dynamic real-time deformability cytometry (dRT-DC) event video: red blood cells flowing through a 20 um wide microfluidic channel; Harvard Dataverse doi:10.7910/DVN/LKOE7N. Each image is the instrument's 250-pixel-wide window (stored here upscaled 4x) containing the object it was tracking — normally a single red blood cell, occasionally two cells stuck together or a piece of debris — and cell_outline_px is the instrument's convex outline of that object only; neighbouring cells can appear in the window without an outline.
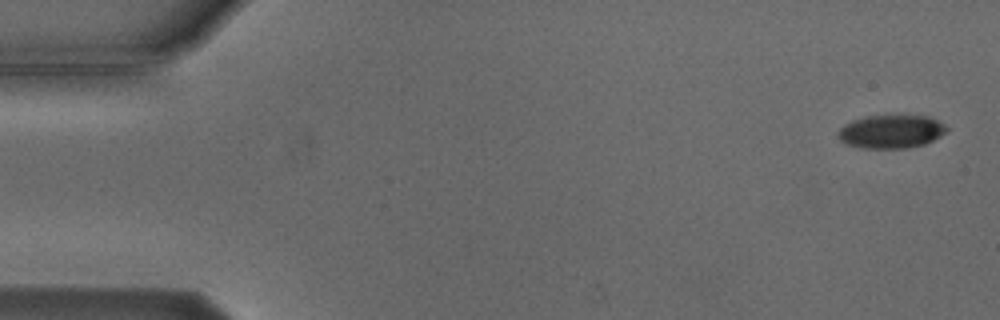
{"species": "Egyptian fruit bat (a non-hibernating species)", "species_latin": "Rousettus aegyptiacus", "temperature_condition": "cold", "stored_images_in_passage": 5, "camera_frame_rate_fps": 3000, "um_per_image_px": 0.085, "animal": {"sex": "male"}, "frame": {"image": 1, "passage_image": 1, "time_ms": 0.0, "image_size_px": [1000, 320], "cell_outline_px": [[948, 128], [940, 136], [924, 144], [908, 148], [860, 148], [848, 144], [840, 140], [836, 136], [836, 132], [844, 124], [852, 120], [868, 116], [928, 116], [944, 124]], "centroid_in_image_um": [75.7, 11.19], "position_along_channel_um": 9.3, "area_um2": 20.98}}
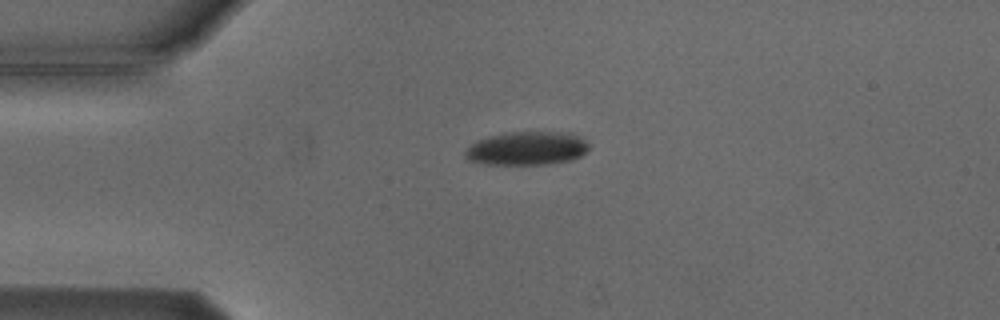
{"frame": {"image": 2, "passage_image": 4, "time_ms": 3.667, "image_size_px": [1000, 320], "cell_outline_px": [[588, 148], [580, 156], [572, 160], [544, 164], [484, 164], [468, 160], [464, 156], [464, 152], [476, 140], [488, 136], [508, 132], [572, 132], [584, 140], [588, 144]], "centroid_in_image_um": [44.76, 12.6], "position_along_channel_um": 40.2, "area_um2": 24.16}}